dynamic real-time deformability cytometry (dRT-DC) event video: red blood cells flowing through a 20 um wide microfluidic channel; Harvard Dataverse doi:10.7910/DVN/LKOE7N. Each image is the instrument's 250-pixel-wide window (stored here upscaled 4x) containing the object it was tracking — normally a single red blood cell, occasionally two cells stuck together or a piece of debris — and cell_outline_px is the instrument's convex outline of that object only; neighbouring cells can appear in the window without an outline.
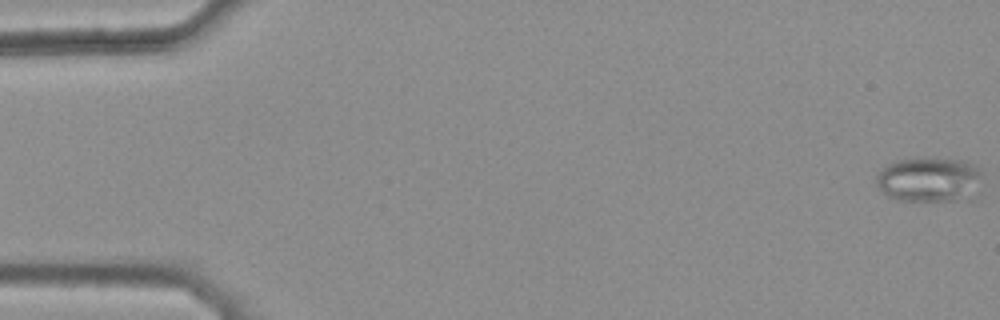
{"species": "common noctule bat (a hibernating species)", "species_latin": "Nyctalus noctula", "temperature_condition": "warm", "stored_images_in_passage": 46, "camera_frame_rate_fps": 3000, "um_per_image_px": 0.085, "animal": {"sex": "female", "body_mass_g": 25.1}, "frame": {"image": 1, "passage_image": 1, "time_ms": 0.0, "image_size_px": [1000, 320], "cell_outline_px": [[984, 172], [976, 200], [896, 200], [888, 196], [876, 184], [876, 176], [888, 164], [896, 160], [912, 156], [936, 156], [960, 160], [972, 164], [980, 168]], "centroid_in_image_um": [79.08, 15.23], "position_along_channel_um": 5.9, "area_um2": 28.9}}
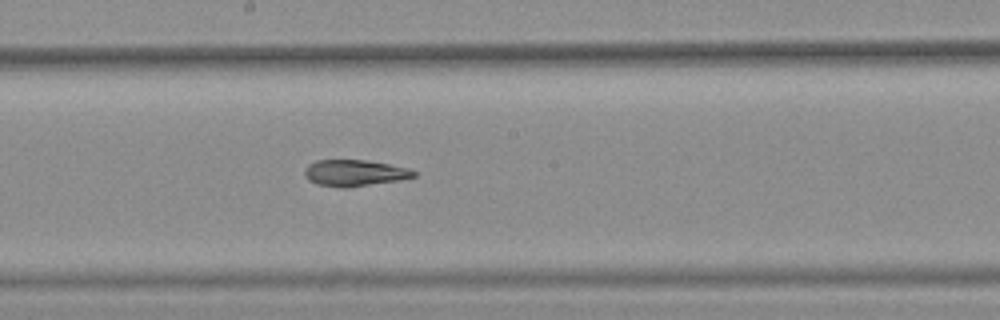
{"frame": {"image": 2, "passage_image": 29, "time_ms": 9.333, "image_size_px": [1000, 320], "cell_outline_px": [[416, 176], [400, 180], [348, 188], [340, 188], [316, 184], [308, 180], [304, 176], [304, 168], [308, 164], [316, 160], [368, 160], [408, 168], [416, 172]], "centroid_in_image_um": [30.1, 14.71], "position_along_channel_um": 218.1, "area_um2": 16.99}}
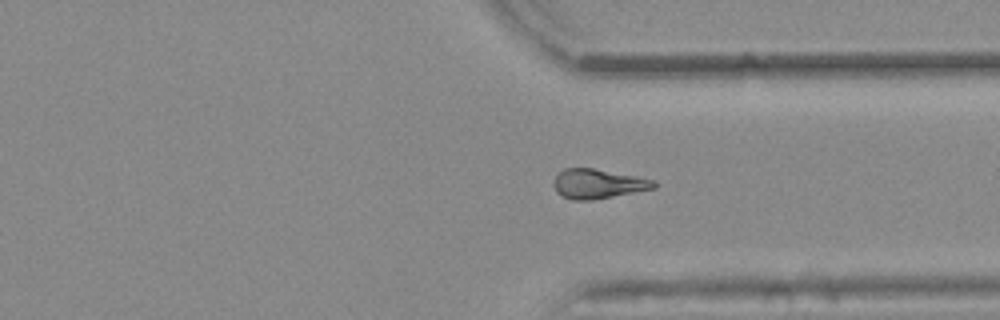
{"frame": {"image": 3, "passage_image": 40, "time_ms": 13.0, "image_size_px": [1000, 320], "cell_outline_px": [[656, 188], [592, 200], [572, 200], [560, 196], [556, 192], [552, 184], [556, 176], [564, 168], [592, 168], [636, 176], [652, 180], [656, 184]], "centroid_in_image_um": [50.78, 15.63], "position_along_channel_um": 360.6, "area_um2": 17.17}, "authors_computed_cell_mechanics": {"area_um2": 17.7157, "velocity_mm_per_s": 3.8771, "shape_relaxation_time_tau1_ms": null, "shape_relaxation_time_tau2_ms": 6.5042, "deformation_change_tau1": null, "deformation_change_tau2": 0.1583}}